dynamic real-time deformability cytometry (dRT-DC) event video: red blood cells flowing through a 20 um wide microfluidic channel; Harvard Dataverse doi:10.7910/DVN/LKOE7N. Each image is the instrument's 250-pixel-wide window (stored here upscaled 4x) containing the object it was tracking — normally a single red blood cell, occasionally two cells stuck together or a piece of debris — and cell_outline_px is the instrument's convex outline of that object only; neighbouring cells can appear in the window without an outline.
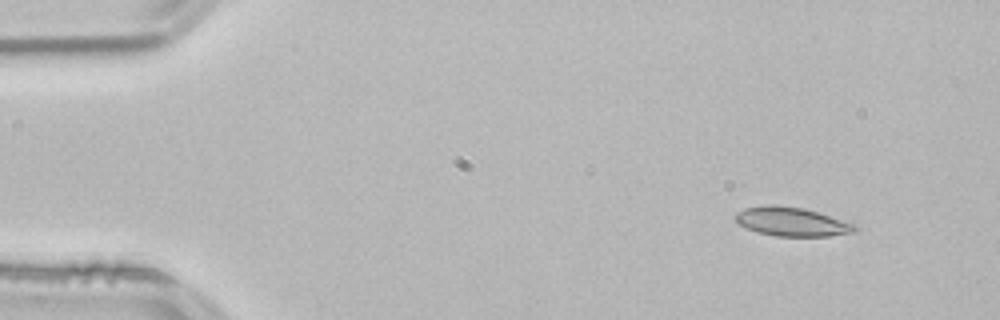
{"species": "common noctule bat (a hibernating species)", "species_latin": "Nyctalus noctula", "temperature_condition": "room temperature", "stored_images_in_passage": 49, "camera_frame_rate_fps": 3000, "um_per_image_px": 0.085, "animal": {"sex": "male", "body_mass_g": 21.5, "forearm_length_mm": 52.0}, "frame": {"image": 1, "passage_image": 1, "time_ms": 0.0, "image_size_px": [1000, 320], "cell_outline_px": [[856, 232], [828, 236], [776, 236], [756, 232], [736, 224], [732, 216], [736, 212], [744, 208], [768, 204], [776, 204], [804, 208], [856, 224]], "centroid_in_image_um": [67.22, 18.83], "position_along_channel_um": 17.8, "area_um2": 20.46}}
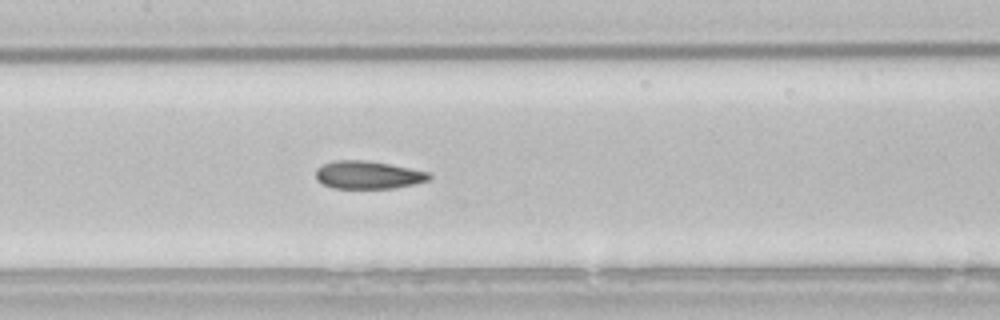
{"frame": {"image": 2, "passage_image": 21, "time_ms": 6.667, "image_size_px": [1000, 320], "cell_outline_px": [[432, 176], [428, 180], [416, 184], [396, 188], [332, 188], [316, 180], [316, 168], [320, 164], [332, 160], [364, 160], [388, 164], [428, 172]], "centroid_in_image_um": [31.24, 14.87], "position_along_channel_um": 176.2, "area_um2": 18.5}}
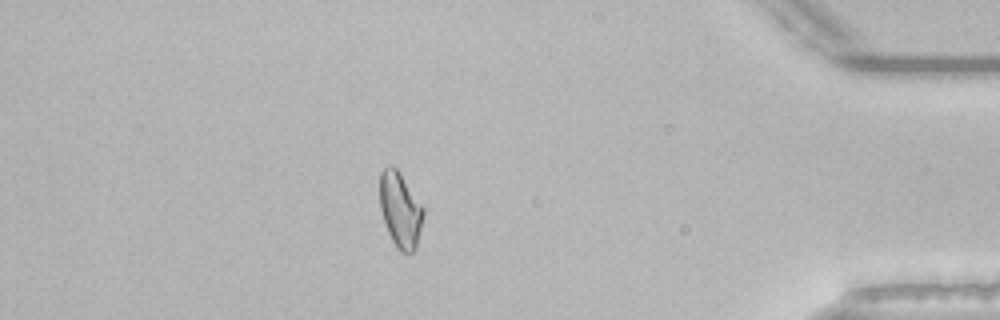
{"frame": {"image": 3, "passage_image": 42, "time_ms": 13.667, "image_size_px": [1000, 320], "cell_outline_px": [[424, 212], [416, 248], [412, 252], [400, 252], [396, 248], [388, 232], [380, 208], [380, 172], [388, 164], [392, 164], [400, 172], [424, 208]], "centroid_in_image_um": [34.01, 17.81], "position_along_channel_um": 401.2, "area_um2": 19.07}, "authors_computed_cell_mechanics": {"area_um2": 19.1896, "velocity_mm_per_s": 3.8235, "shape_relaxation_time_tau1_ms": null, "shape_relaxation_time_tau2_ms": 1.3914, "deformation_change_tau1": null, "deformation_change_tau2": 0.0734}}